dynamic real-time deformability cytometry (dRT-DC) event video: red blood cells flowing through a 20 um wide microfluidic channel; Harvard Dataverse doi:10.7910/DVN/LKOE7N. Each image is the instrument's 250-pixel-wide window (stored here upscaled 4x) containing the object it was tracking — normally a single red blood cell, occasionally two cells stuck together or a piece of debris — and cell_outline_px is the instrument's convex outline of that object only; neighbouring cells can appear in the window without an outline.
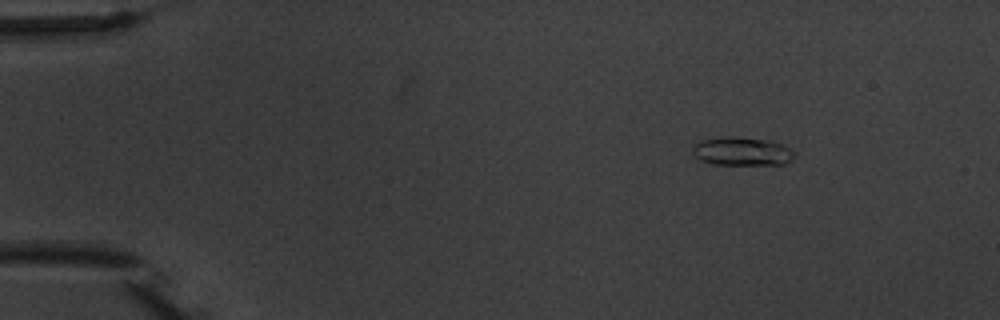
{"species": "common noctule bat (a hibernating species)", "species_latin": "Nyctalus noctula", "temperature_condition": "warm", "stored_images_in_passage": 4, "camera_frame_rate_fps": 3000, "um_per_image_px": 0.085, "animal": {"sex": "male", "body_mass_g": 20.1, "forearm_length_mm": 53.5}, "frame": {"image": 1, "passage_image": 1, "time_ms": 0.0, "image_size_px": [1000, 320], "cell_outline_px": [[796, 152], [792, 160], [784, 164], [716, 164], [700, 160], [692, 152], [692, 144], [700, 140], [724, 136], [768, 140], [780, 144]], "centroid_in_image_um": [63.04, 12.86], "position_along_channel_um": 22.0, "area_um2": 16.76}}